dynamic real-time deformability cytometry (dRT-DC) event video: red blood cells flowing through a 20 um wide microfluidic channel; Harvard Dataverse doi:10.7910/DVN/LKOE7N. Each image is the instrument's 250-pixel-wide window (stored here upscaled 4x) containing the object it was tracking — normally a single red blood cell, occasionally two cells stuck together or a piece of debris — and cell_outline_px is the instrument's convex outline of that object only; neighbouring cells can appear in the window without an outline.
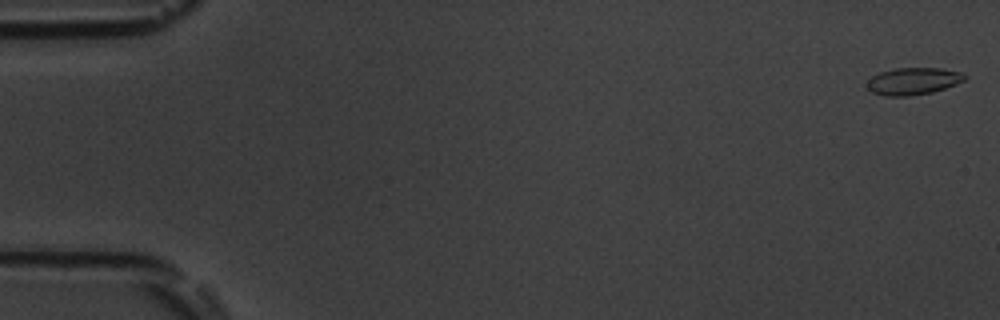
{"species": "common noctule bat (a hibernating species)", "species_latin": "Nyctalus noctula", "temperature_condition": "room temperature", "stored_images_in_passage": 53, "camera_frame_rate_fps": 3000, "um_per_image_px": 0.085, "animal": {"sex": "male", "body_mass_g": 19.5, "forearm_length_mm": 54.6}, "frame": {"image": 1, "passage_image": 1, "time_ms": 0.0, "image_size_px": [1000, 320], "cell_outline_px": [[964, 80], [956, 84], [932, 92], [908, 96], [884, 96], [872, 92], [868, 88], [868, 80], [872, 76], [880, 72], [896, 68], [940, 68], [960, 72], [964, 76]], "centroid_in_image_um": [77.58, 6.9], "position_along_channel_um": 7.4, "area_um2": 15.2}}
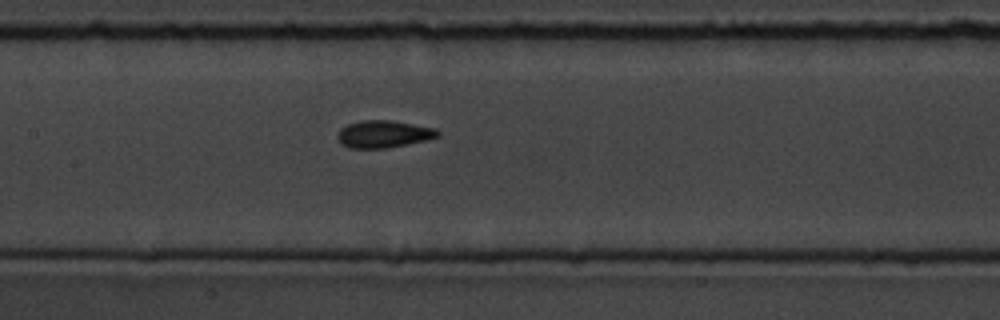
{"frame": {"image": 2, "passage_image": 26, "time_ms": 8.333, "image_size_px": [1000, 320], "cell_outline_px": [[440, 136], [424, 140], [388, 148], [352, 148], [344, 144], [336, 136], [340, 128], [348, 124], [360, 120], [392, 120], [436, 128], [440, 132]], "centroid_in_image_um": [32.62, 11.38], "position_along_channel_um": 174.8, "area_um2": 15.84}}
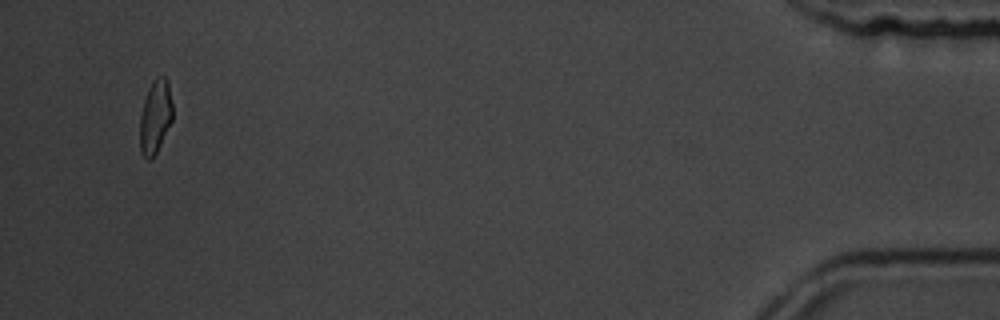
{"frame": {"image": 3, "passage_image": 52, "time_ms": 17.0, "image_size_px": [1000, 320], "cell_outline_px": [[172, 120], [152, 160], [148, 160], [140, 152], [140, 116], [144, 100], [148, 88], [152, 80], [156, 76], [164, 76], [168, 80], [172, 104]], "centroid_in_image_um": [13.19, 9.89], "position_along_channel_um": 422.0, "area_um2": 14.05}}